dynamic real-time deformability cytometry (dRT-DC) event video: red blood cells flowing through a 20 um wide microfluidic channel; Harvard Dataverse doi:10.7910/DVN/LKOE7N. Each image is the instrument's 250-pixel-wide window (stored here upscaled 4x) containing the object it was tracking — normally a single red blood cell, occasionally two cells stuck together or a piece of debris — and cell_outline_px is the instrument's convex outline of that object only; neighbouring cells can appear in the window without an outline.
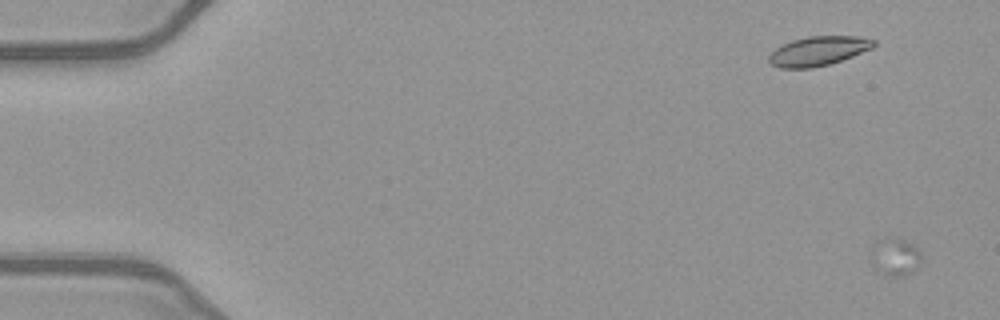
{"species": "common noctule bat (a hibernating species)", "species_latin": "Nyctalus noctula", "temperature_condition": "warm", "stored_images_in_passage": 20, "camera_frame_rate_fps": 3000, "um_per_image_px": 0.085, "animal": {"sex": "female", "body_mass_g": 21.9}, "frame": {"image": 1, "passage_image": 3, "time_ms": 0.667, "image_size_px": [1000, 320], "cell_outline_px": [[920, 260], [912, 272], [900, 276], [888, 276], [880, 272], [876, 268], [872, 244], [884, 236], [900, 236], [912, 244], [920, 252]], "centroid_in_image_um": [76.1, 21.76], "position_along_channel_um": 8.9, "area_um2": 10.87}}